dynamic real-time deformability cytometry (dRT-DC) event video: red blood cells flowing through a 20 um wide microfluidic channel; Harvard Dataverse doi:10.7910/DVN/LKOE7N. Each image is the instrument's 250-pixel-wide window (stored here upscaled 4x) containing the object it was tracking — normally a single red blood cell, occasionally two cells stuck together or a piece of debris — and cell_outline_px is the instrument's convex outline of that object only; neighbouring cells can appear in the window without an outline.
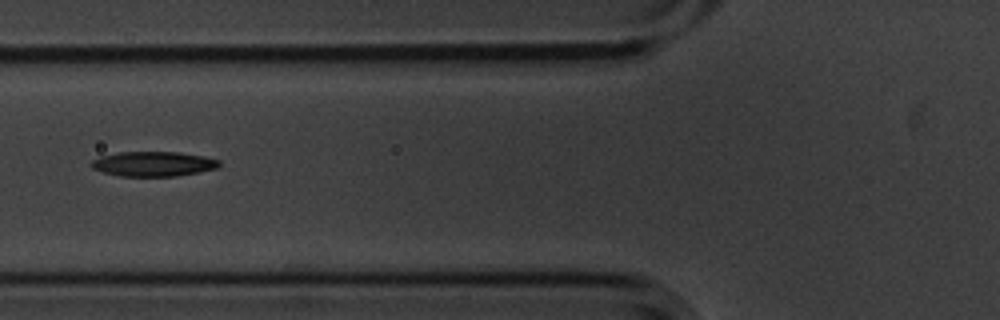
{"species": "common noctule bat (a hibernating species)", "species_latin": "Nyctalus noctula", "temperature_condition": "cold", "stored_images_in_passage": 5, "camera_frame_rate_fps": 3000, "um_per_image_px": 0.085, "animal": {"sex": "male", "body_mass_g": 20.1, "forearm_length_mm": 53.5}, "frame": {"image": 1, "passage_image": 3, "time_ms": 0.667, "image_size_px": [1000, 320], "cell_outline_px": [[220, 164], [216, 168], [200, 172], [176, 176], [120, 176], [104, 172], [92, 168], [88, 164], [92, 160], [100, 156], [116, 152], [180, 152], [204, 156], [220, 160]], "centroid_in_image_um": [13.01, 13.92], "position_along_channel_um": 112.8, "area_um2": 18.61}}
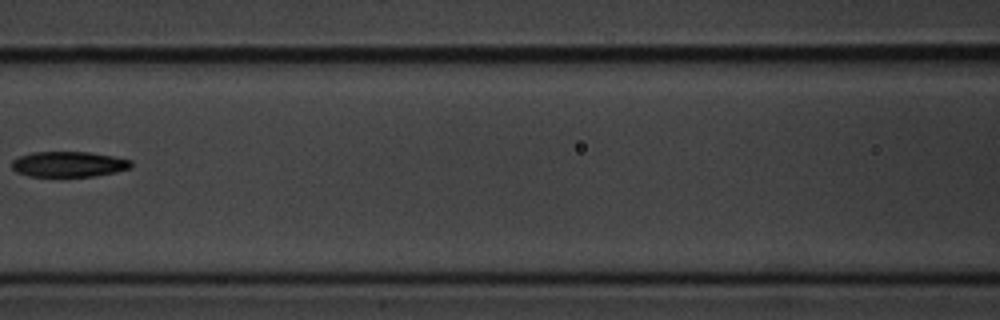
{"frame": {"image": 2, "passage_image": 4, "time_ms": 1.0, "image_size_px": [1000, 320], "cell_outline_px": [[132, 168], [116, 172], [92, 176], [28, 176], [16, 172], [12, 168], [12, 160], [20, 156], [32, 152], [88, 152], [112, 156], [132, 160]], "centroid_in_image_um": [5.84, 13.95], "position_along_channel_um": 160.8, "area_um2": 17.69}}
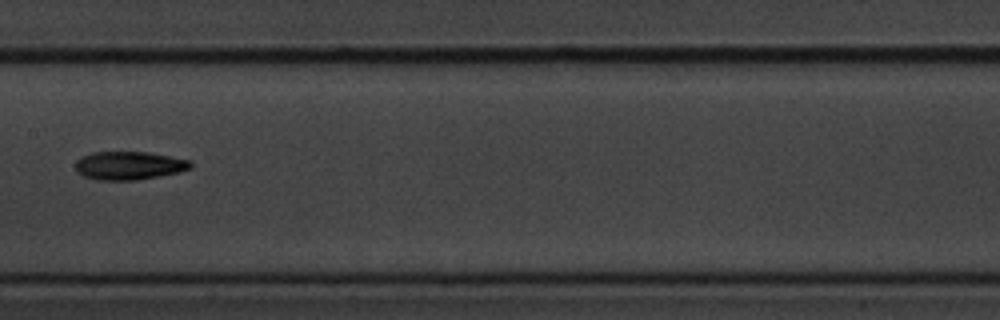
{"frame": {"image": 3, "passage_image": 5, "time_ms": 1.333, "image_size_px": [1000, 320], "cell_outline_px": [[192, 168], [180, 172], [136, 180], [96, 180], [84, 176], [76, 172], [76, 160], [92, 152], [148, 152], [192, 160]], "centroid_in_image_um": [10.99, 14.07], "position_along_channel_um": 196.4, "area_um2": 19.07}}